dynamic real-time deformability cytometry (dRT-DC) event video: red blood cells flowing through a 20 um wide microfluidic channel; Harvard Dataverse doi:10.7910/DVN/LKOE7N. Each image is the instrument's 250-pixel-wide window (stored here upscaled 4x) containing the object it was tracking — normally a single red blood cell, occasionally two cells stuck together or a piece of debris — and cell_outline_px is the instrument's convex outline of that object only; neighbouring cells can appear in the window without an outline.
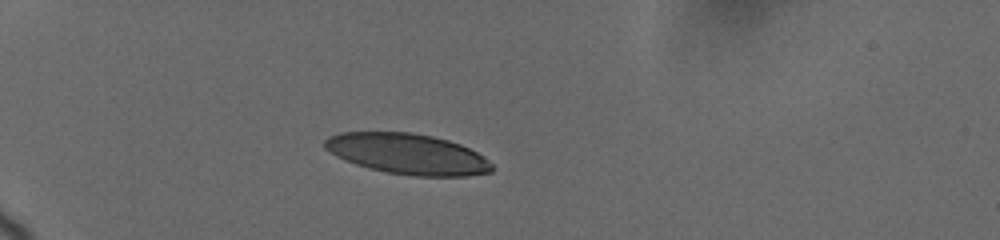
{"species": "human", "species_latin": "Homo sapiens", "temperature_condition": "cold", "stored_images_in_passage": 12, "camera_frame_rate_fps": 3000, "um_per_image_px": 0.085, "donor": {"sex": "female"}, "frame": {"image": 1, "passage_image": 4, "time_ms": 2.667, "image_size_px": [1000, 240], "cell_outline_px": [[492, 172], [468, 176], [412, 176], [388, 172], [368, 168], [344, 160], [336, 156], [324, 148], [324, 140], [328, 136], [340, 132], [412, 132], [432, 136], [448, 140], [460, 144], [484, 156], [492, 164]], "centroid_in_image_um": [34.63, 13.08], "position_along_channel_um": 50.4, "area_um2": 39.71}}
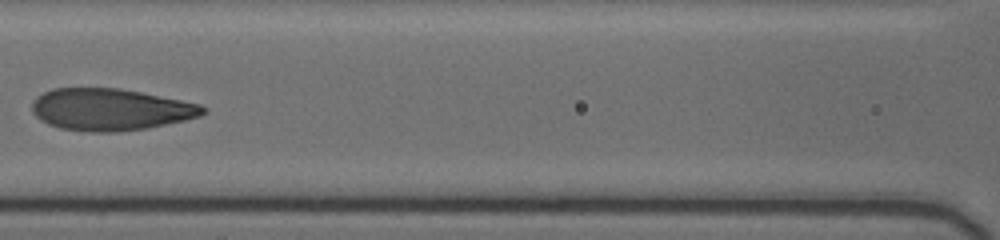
{"frame": {"image": 2, "passage_image": 9, "time_ms": 6.667, "image_size_px": [1000, 240], "cell_outline_px": [[208, 112], [200, 116], [184, 120], [148, 128], [116, 132], [92, 132], [60, 128], [48, 124], [40, 120], [32, 112], [32, 100], [36, 96], [52, 88], [120, 88], [200, 104], [208, 108]], "centroid_in_image_um": [9.37, 9.31], "position_along_channel_um": 157.2, "area_um2": 41.85}}
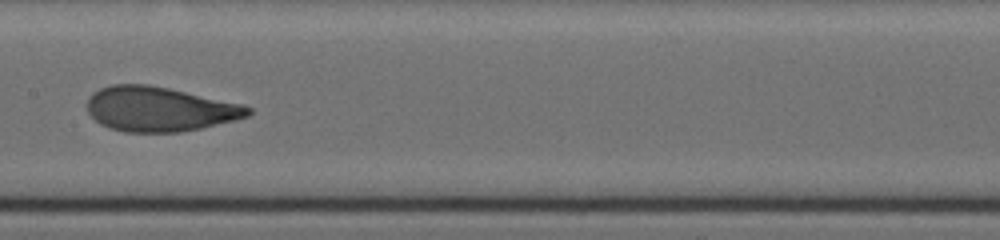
{"frame": {"image": 3, "passage_image": 11, "time_ms": 7.667, "image_size_px": [1000, 240], "cell_outline_px": [[252, 112], [248, 116], [236, 120], [200, 128], [180, 132], [124, 132], [108, 128], [100, 124], [88, 112], [88, 96], [92, 92], [100, 88], [112, 84], [148, 84], [168, 88], [244, 104], [252, 108]], "centroid_in_image_um": [13.56, 9.27], "position_along_channel_um": 193.8, "area_um2": 42.02}}